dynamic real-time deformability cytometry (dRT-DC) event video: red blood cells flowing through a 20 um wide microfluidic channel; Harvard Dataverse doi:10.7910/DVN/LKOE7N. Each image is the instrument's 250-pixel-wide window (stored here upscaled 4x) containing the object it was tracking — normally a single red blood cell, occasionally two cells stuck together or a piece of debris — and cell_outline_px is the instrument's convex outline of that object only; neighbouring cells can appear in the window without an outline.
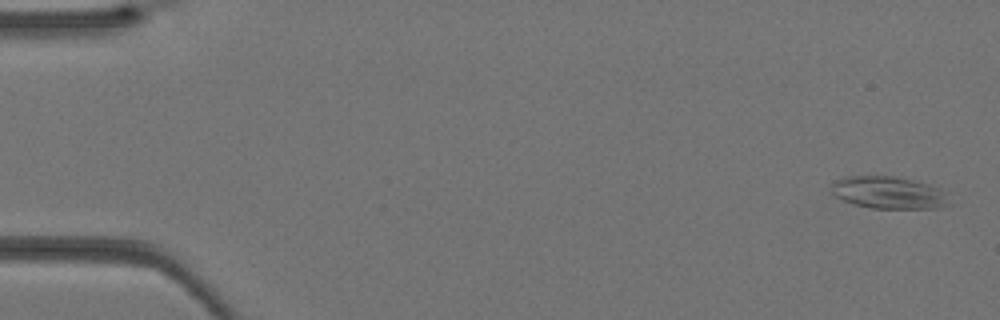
{"species": "Egyptian fruit bat (a non-hibernating species)", "species_latin": "Rousettus aegyptiacus", "temperature_condition": "warm", "stored_images_in_passage": 40, "camera_frame_rate_fps": 3000, "um_per_image_px": 0.085, "animal": {"sex": "female"}, "frame": {"image": 1, "passage_image": 1, "time_ms": 0.0, "image_size_px": [1000, 320], "cell_outline_px": [[952, 204], [940, 208], [872, 208], [856, 204], [844, 200], [836, 196], [832, 192], [832, 184], [836, 180], [844, 176], [896, 176], [928, 184], [940, 188], [948, 192]], "centroid_in_image_um": [75.63, 16.37], "position_along_channel_um": 9.4, "area_um2": 22.31}}
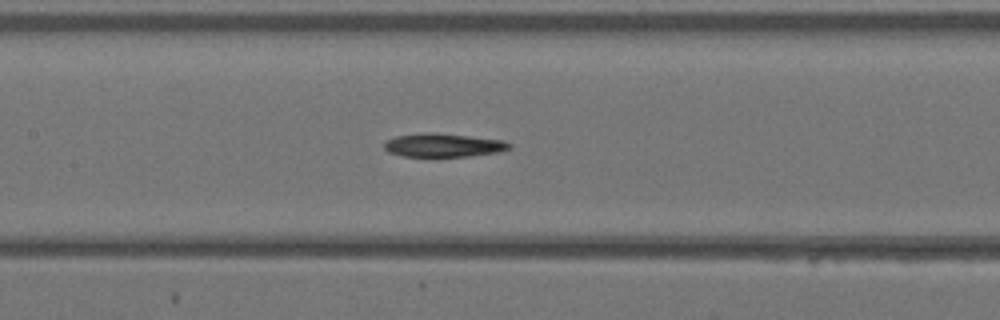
{"frame": {"image": 2, "passage_image": 19, "time_ms": 6.0, "image_size_px": [1000, 320], "cell_outline_px": [[512, 148], [500, 152], [468, 156], [404, 156], [388, 152], [384, 148], [384, 144], [388, 140], [396, 136], [424, 132], [432, 132], [504, 140], [512, 144]], "centroid_in_image_um": [37.72, 12.34], "position_along_channel_um": 169.7, "area_um2": 17.11}}
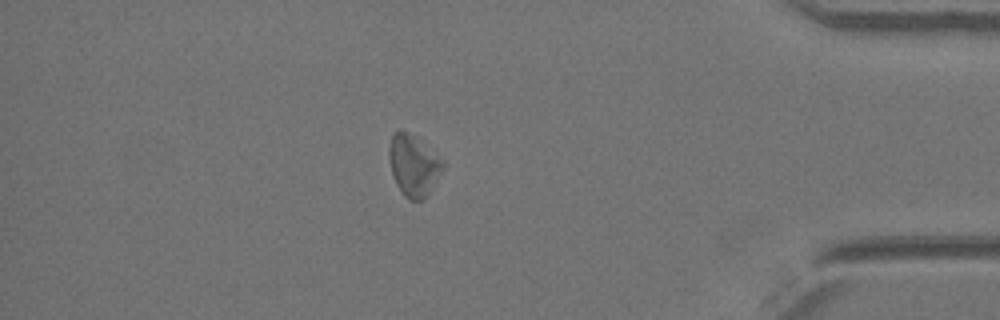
{"frame": {"image": 3, "passage_image": 35, "time_ms": 11.333, "image_size_px": [1000, 320], "cell_outline_px": [[444, 168], [428, 196], [424, 200], [408, 200], [404, 196], [396, 184], [392, 172], [388, 156], [388, 148], [392, 136], [396, 132], [408, 132], [444, 160]], "centroid_in_image_um": [35.16, 14.11], "position_along_channel_um": 400.0, "area_um2": 19.07}}